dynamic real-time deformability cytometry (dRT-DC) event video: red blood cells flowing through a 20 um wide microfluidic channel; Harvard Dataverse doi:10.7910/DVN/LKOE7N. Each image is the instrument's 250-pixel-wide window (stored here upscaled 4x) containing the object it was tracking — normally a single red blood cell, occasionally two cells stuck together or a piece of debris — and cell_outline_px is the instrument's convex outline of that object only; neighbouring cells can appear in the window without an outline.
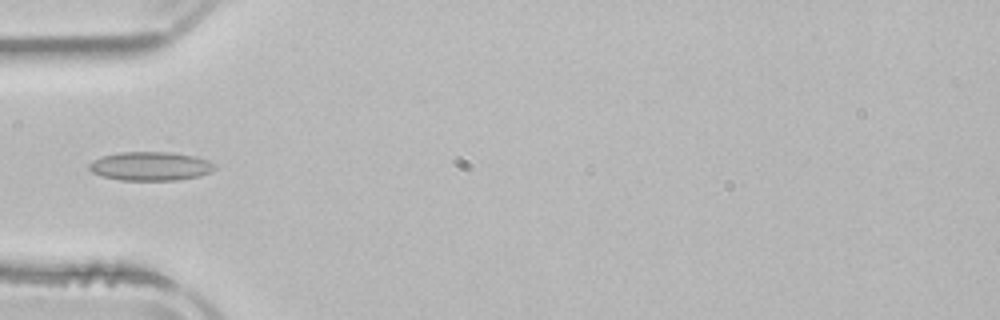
{"species": "common noctule bat (a hibernating species)", "species_latin": "Nyctalus noctula", "temperature_condition": "room temperature", "stored_images_in_passage": 3, "camera_frame_rate_fps": 3000, "um_per_image_px": 0.085, "animal": {"sex": "male", "body_mass_g": 21.5, "forearm_length_mm": 52.0}, "frame": {"image": 1, "passage_image": 3, "time_ms": 3.0, "image_size_px": [1000, 320], "cell_outline_px": [[216, 168], [212, 172], [200, 176], [176, 180], [120, 180], [104, 176], [92, 172], [88, 168], [88, 164], [104, 156], [120, 152], [172, 152], [196, 156], [208, 160], [216, 164]], "centroid_in_image_um": [12.86, 14.12], "position_along_channel_um": 72.1, "area_um2": 21.1}}